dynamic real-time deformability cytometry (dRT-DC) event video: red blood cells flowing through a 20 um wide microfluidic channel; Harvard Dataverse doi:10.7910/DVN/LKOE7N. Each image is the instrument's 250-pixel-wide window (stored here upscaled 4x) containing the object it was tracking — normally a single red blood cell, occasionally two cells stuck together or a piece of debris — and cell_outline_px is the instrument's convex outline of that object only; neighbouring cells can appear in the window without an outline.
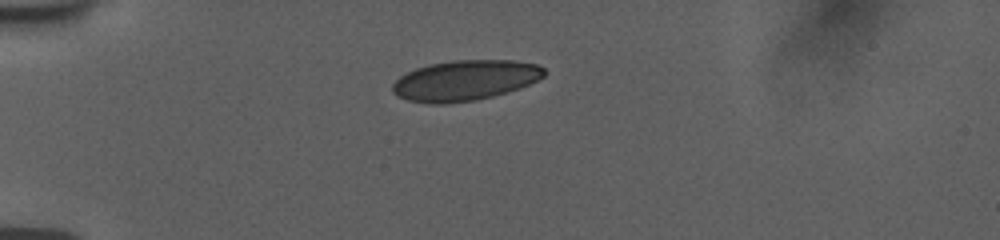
{"species": "human", "species_latin": "Homo sapiens", "temperature_condition": "room temperature", "stored_images_in_passage": 41, "camera_frame_rate_fps": 3000, "um_per_image_px": 0.085, "donor": {"sex": "female"}, "frame": {"image": 1, "passage_image": 1, "time_ms": 0.0, "image_size_px": [1000, 240], "cell_outline_px": [[544, 76], [520, 88], [492, 96], [476, 100], [444, 104], [428, 104], [408, 100], [396, 96], [392, 92], [392, 84], [400, 76], [416, 68], [428, 64], [452, 60], [512, 60], [536, 64], [544, 68]], "centroid_in_image_um": [39.48, 6.84], "position_along_channel_um": 45.5, "area_um2": 35.72}}
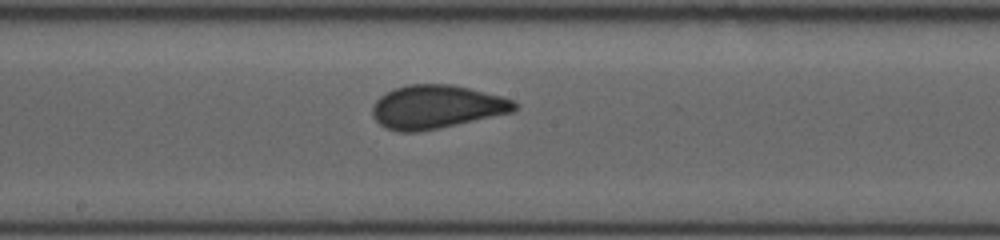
{"frame": {"image": 2, "passage_image": 17, "time_ms": 5.333, "image_size_px": [1000, 240], "cell_outline_px": [[520, 104], [512, 112], [436, 128], [416, 132], [400, 132], [388, 128], [380, 124], [372, 116], [372, 108], [376, 100], [380, 96], [396, 88], [408, 84], [452, 84], [516, 100]], "centroid_in_image_um": [37.1, 9.07], "position_along_channel_um": 211.1, "area_um2": 35.55}}
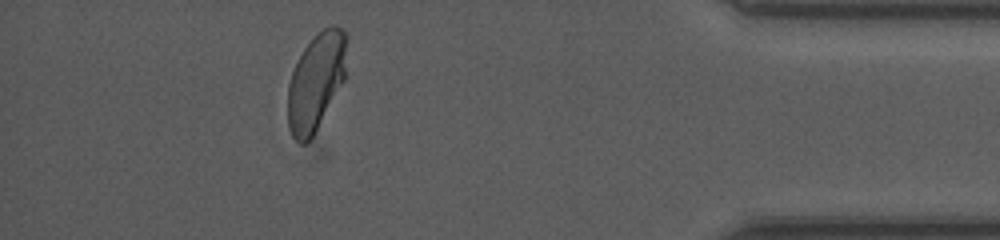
{"frame": {"image": 3, "passage_image": 36, "time_ms": 11.667, "image_size_px": [1000, 240], "cell_outline_px": [[344, 80], [312, 136], [304, 144], [300, 144], [292, 136], [288, 124], [288, 84], [292, 72], [304, 48], [316, 32], [332, 24], [344, 28]], "centroid_in_image_um": [26.82, 6.93], "position_along_channel_um": 408.4, "area_um2": 32.66}, "authors_computed_cell_mechanics": {"area_um2": 34.969, "velocity_mm_per_s": 3.7447, "shape_relaxation_time_tau1_ms": 4.7139, "shape_relaxation_time_tau2_ms": null, "deformation_change_tau1": 0.1348, "deformation_change_tau2": null}}